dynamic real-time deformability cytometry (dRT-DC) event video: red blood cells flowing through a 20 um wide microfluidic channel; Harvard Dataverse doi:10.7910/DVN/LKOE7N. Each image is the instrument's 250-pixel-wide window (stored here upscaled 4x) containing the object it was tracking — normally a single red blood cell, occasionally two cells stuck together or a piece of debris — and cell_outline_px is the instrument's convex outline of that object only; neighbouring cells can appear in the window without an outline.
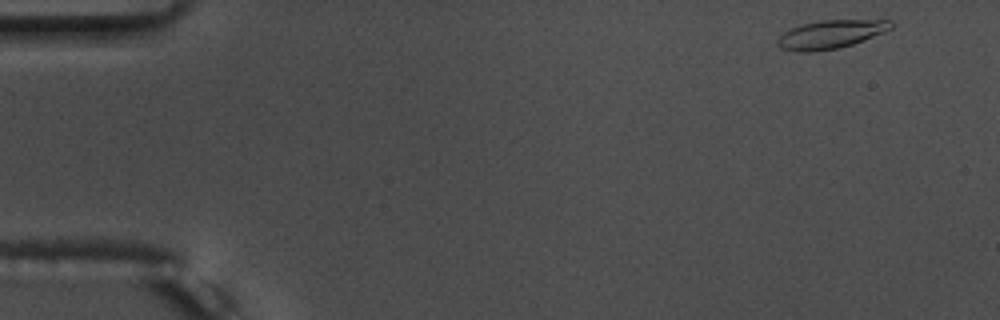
{"species": "common noctule bat (a hibernating species)", "species_latin": "Nyctalus noctula", "temperature_condition": "warm", "stored_images_in_passage": 52, "camera_frame_rate_fps": 3000, "um_per_image_px": 0.085, "animal": {"sex": "male", "body_mass_g": 17.5, "forearm_length_mm": 52.3}, "frame": {"image": 1, "passage_image": 1, "time_ms": 0.0, "image_size_px": [1000, 320], "cell_outline_px": [[892, 28], [884, 32], [864, 40], [840, 48], [812, 52], [800, 52], [780, 48], [776, 44], [776, 40], [784, 32], [792, 28], [804, 24], [820, 20], [892, 20]], "centroid_in_image_um": [70.6, 2.93], "position_along_channel_um": 14.4, "area_um2": 18.73}}
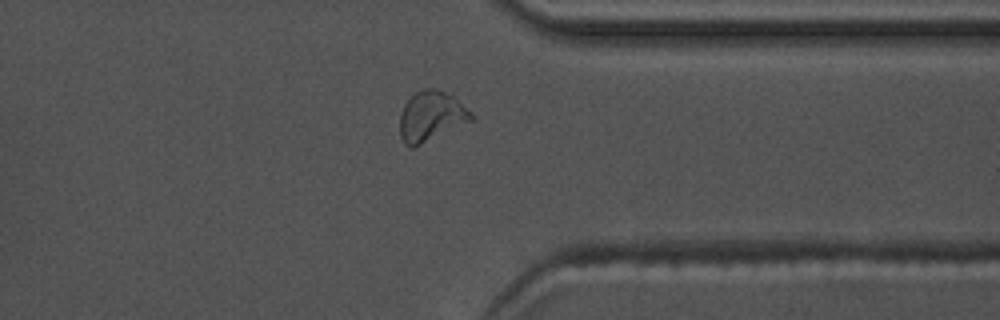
{"frame": {"image": 2, "passage_image": 40, "time_ms": 13.0, "image_size_px": [1000, 320], "cell_outline_px": [[472, 120], [412, 148], [408, 148], [404, 144], [400, 136], [400, 112], [404, 104], [416, 92], [424, 88], [436, 88], [452, 96], [472, 112]], "centroid_in_image_um": [36.6, 9.88], "position_along_channel_um": 374.8, "area_um2": 20.52}}
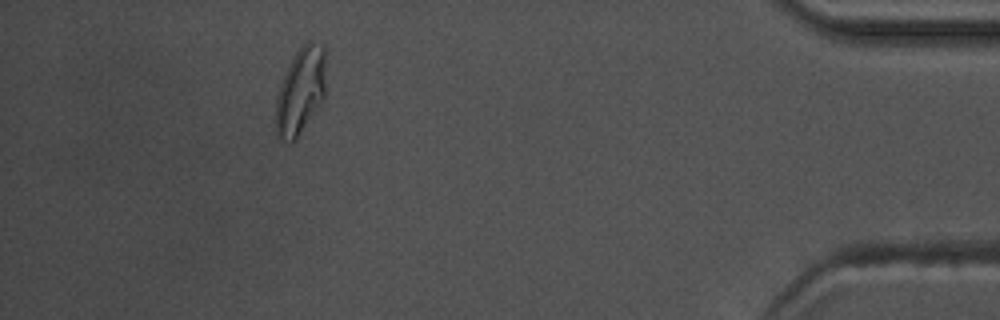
{"frame": {"image": 3, "passage_image": 47, "time_ms": 15.333, "image_size_px": [1000, 320], "cell_outline_px": [[324, 100], [296, 140], [280, 140], [276, 136], [276, 96], [280, 84], [296, 52], [308, 40], [324, 48]], "centroid_in_image_um": [25.53, 7.79], "position_along_channel_um": 409.7, "area_um2": 24.91}}